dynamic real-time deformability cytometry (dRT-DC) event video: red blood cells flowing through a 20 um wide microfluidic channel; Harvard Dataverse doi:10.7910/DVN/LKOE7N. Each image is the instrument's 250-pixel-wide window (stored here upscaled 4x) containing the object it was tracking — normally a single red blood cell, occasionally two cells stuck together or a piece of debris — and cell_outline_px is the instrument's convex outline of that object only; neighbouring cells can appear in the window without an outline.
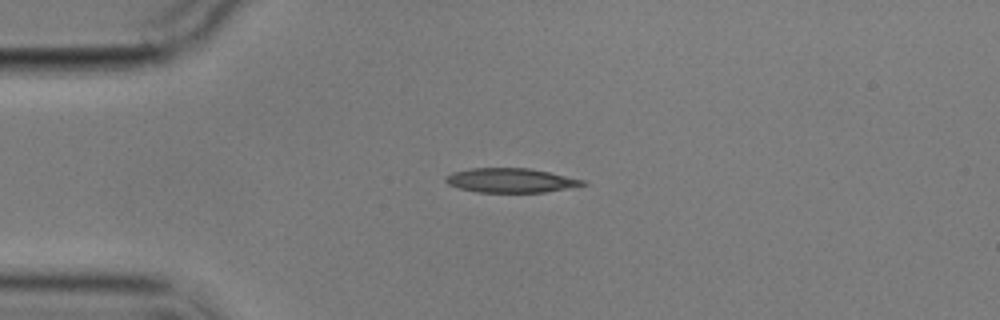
{"species": "common noctule bat (a hibernating species)", "species_latin": "Nyctalus noctula", "temperature_condition": "cold", "stored_images_in_passage": 2, "camera_frame_rate_fps": 3000, "um_per_image_px": 0.085, "animal": {"sex": "male", "body_mass_g": 17.9}, "frame": {"image": 1, "passage_image": 1, "time_ms": 0.0, "image_size_px": [1000, 320], "cell_outline_px": [[588, 184], [544, 192], [476, 192], [460, 188], [448, 184], [444, 180], [444, 176], [452, 172], [472, 168], [528, 168], [548, 172], [584, 180]], "centroid_in_image_um": [43.36, 15.33], "position_along_channel_um": 41.6, "area_um2": 19.25}}